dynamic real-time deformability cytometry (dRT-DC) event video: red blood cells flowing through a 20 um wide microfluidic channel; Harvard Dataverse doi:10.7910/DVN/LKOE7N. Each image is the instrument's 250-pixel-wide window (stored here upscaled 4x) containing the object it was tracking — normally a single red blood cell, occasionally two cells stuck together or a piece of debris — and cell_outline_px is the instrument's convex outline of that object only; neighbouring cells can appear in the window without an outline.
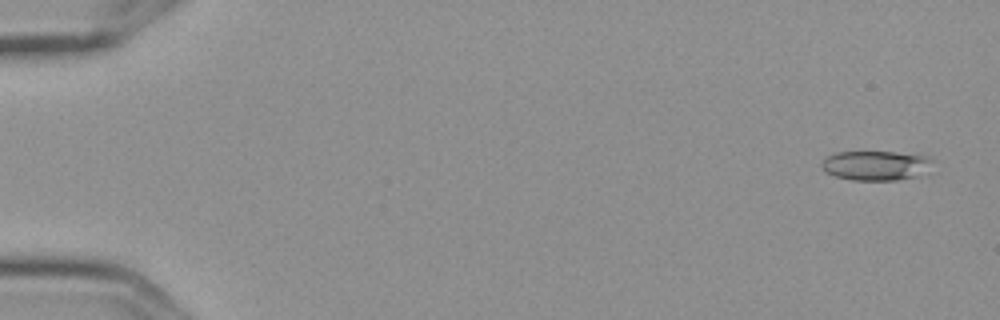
{"species": "Egyptian fruit bat (a non-hibernating species)", "species_latin": "Rousettus aegyptiacus", "temperature_condition": "cold", "stored_images_in_passage": 7, "camera_frame_rate_fps": 3000, "um_per_image_px": 0.085, "frame": {"image": 1, "passage_image": 1, "time_ms": 0.0, "image_size_px": [1000, 320], "cell_outline_px": [[932, 160], [916, 176], [896, 180], [852, 180], [836, 176], [824, 172], [820, 164], [828, 156], [836, 152], [896, 152], [928, 156]], "centroid_in_image_um": [74.34, 14.06], "position_along_channel_um": 10.7, "area_um2": 18.67}}
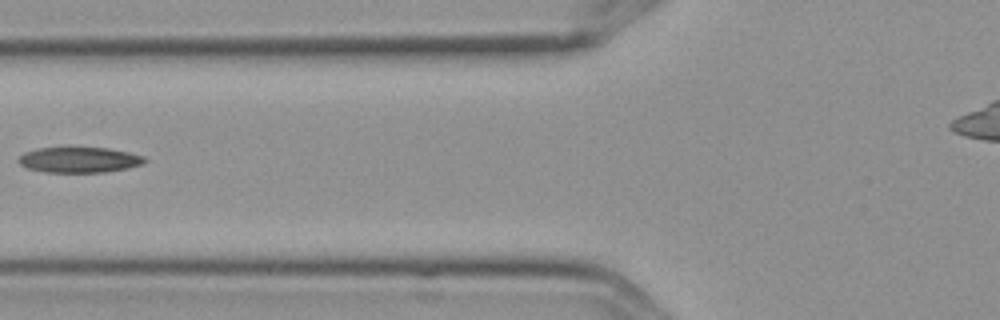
{"frame": {"image": 2, "passage_image": 6, "time_ms": 1.667, "image_size_px": [1000, 320], "cell_outline_px": [[148, 160], [144, 164], [128, 168], [104, 172], [44, 172], [28, 168], [20, 164], [16, 160], [24, 152], [36, 148], [68, 144], [108, 148], [128, 152], [144, 156]], "centroid_in_image_um": [6.71, 13.53], "position_along_channel_um": 119.1, "area_um2": 19.83}}
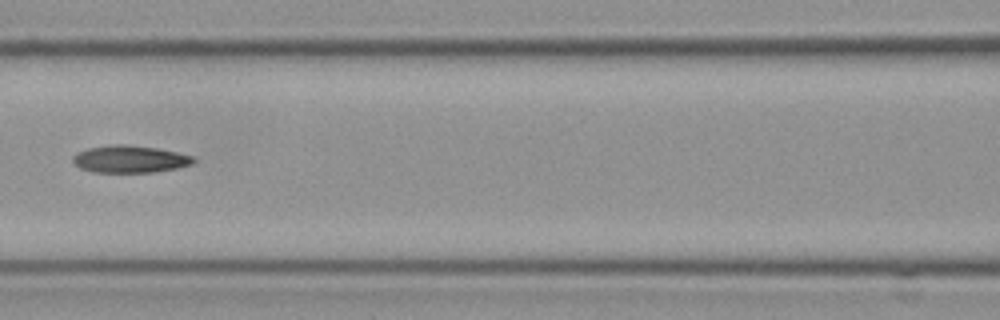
{"frame": {"image": 3, "passage_image": 7, "time_ms": 2.0, "image_size_px": [1000, 320], "cell_outline_px": [[196, 160], [192, 164], [176, 168], [152, 172], [92, 172], [80, 168], [72, 160], [72, 156], [88, 148], [112, 144], [128, 144], [156, 148], [196, 156]], "centroid_in_image_um": [11.06, 13.52], "position_along_channel_um": 155.5, "area_um2": 19.13}}